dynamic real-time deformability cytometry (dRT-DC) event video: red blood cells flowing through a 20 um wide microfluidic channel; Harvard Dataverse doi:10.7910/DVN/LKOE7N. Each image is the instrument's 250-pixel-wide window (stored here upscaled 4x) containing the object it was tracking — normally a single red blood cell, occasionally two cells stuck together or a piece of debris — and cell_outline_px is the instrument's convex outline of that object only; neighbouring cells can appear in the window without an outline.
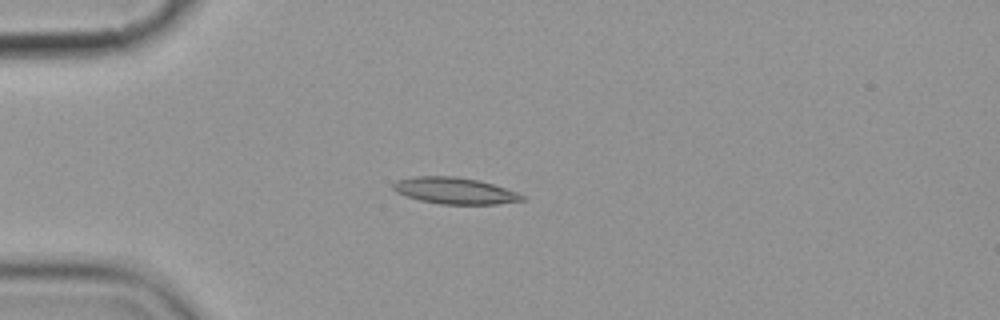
{"species": "common noctule bat (a hibernating species)", "species_latin": "Nyctalus noctula", "temperature_condition": "cold", "stored_images_in_passage": 7, "camera_frame_rate_fps": 3000, "um_per_image_px": 0.085, "animal": {"sex": "female", "body_mass_g": 19.9}, "frame": {"image": 1, "passage_image": 4, "time_ms": 3.667, "image_size_px": [1000, 320], "cell_outline_px": [[524, 200], [496, 204], [440, 204], [420, 200], [396, 192], [392, 188], [392, 184], [396, 180], [416, 176], [456, 176], [476, 180], [492, 184], [516, 192], [524, 196]], "centroid_in_image_um": [38.61, 16.21], "position_along_channel_um": 46.4, "area_um2": 19.65}}
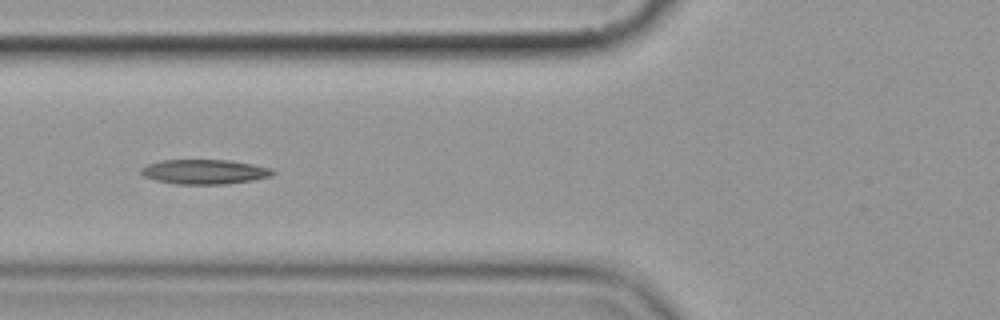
{"frame": {"image": 2, "passage_image": 6, "time_ms": 6.0, "image_size_px": [1000, 320], "cell_outline_px": [[276, 172], [272, 176], [252, 180], [224, 184], [176, 184], [156, 180], [144, 176], [140, 172], [140, 168], [148, 164], [160, 160], [228, 160], [252, 164], [272, 168]], "centroid_in_image_um": [17.39, 14.6], "position_along_channel_um": 108.4, "area_um2": 18.9}}
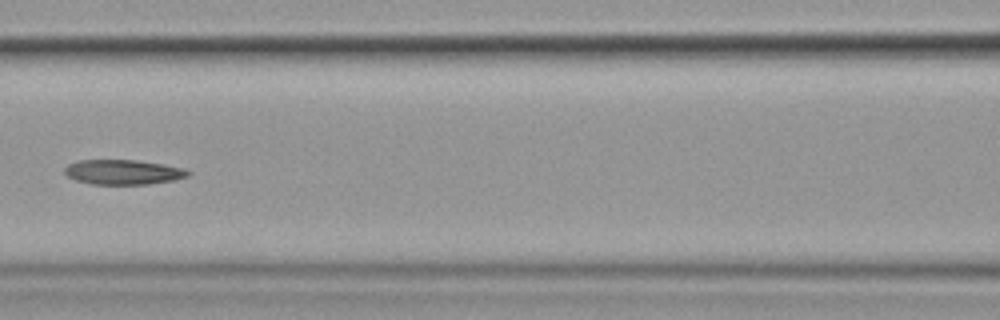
{"frame": {"image": 3, "passage_image": 7, "time_ms": 7.333, "image_size_px": [1000, 320], "cell_outline_px": [[192, 172], [188, 176], [172, 180], [148, 184], [92, 184], [76, 180], [68, 176], [64, 172], [64, 168], [68, 164], [76, 160], [136, 160], [164, 164], [184, 168]], "centroid_in_image_um": [10.46, 14.62], "position_along_channel_um": 156.1, "area_um2": 17.86}}